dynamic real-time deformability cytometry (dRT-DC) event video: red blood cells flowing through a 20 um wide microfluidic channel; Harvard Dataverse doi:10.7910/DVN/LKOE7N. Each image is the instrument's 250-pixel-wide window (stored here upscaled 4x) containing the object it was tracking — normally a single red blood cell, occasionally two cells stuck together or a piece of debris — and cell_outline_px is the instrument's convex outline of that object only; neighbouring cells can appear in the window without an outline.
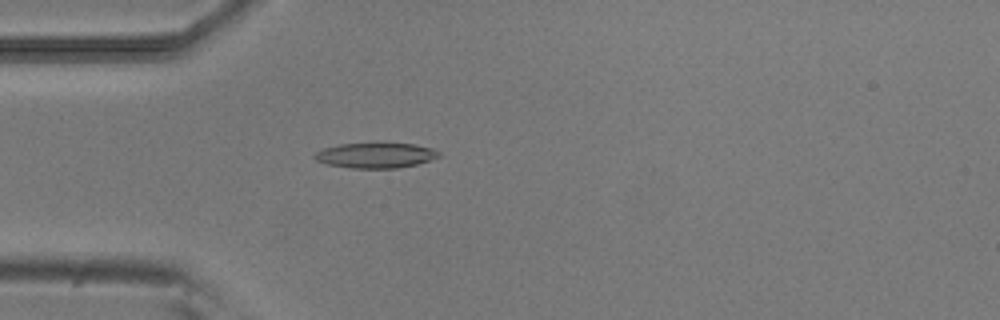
{"species": "common noctule bat (a hibernating species)", "species_latin": "Nyctalus noctula", "temperature_condition": "room temperature", "stored_images_in_passage": 41, "camera_frame_rate_fps": 3000, "um_per_image_px": 0.085, "animal": {"sex": "male", "body_mass_g": 20.5, "forearm_length_mm": 52.5}, "frame": {"image": 1, "passage_image": 6, "time_ms": 1.667, "image_size_px": [1000, 320], "cell_outline_px": [[440, 156], [416, 164], [396, 168], [352, 168], [328, 164], [316, 160], [312, 156], [316, 152], [324, 148], [340, 144], [416, 144], [432, 148], [440, 152]], "centroid_in_image_um": [31.92, 13.21], "position_along_channel_um": 53.1, "area_um2": 17.92}}
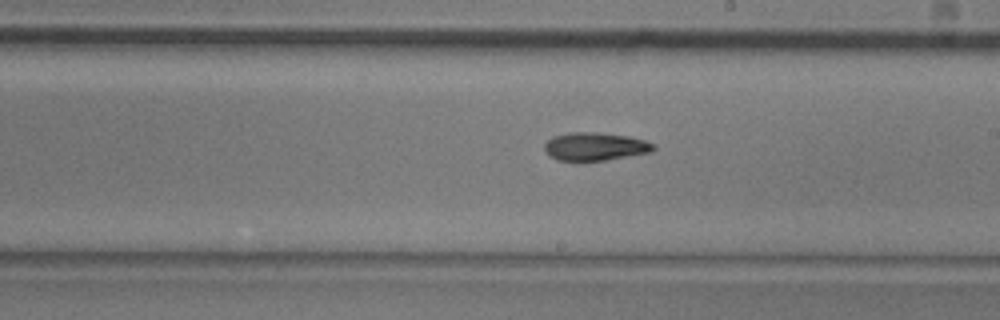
{"frame": {"image": 2, "passage_image": 21, "time_ms": 6.667, "image_size_px": [1000, 320], "cell_outline_px": [[656, 148], [652, 152], [604, 160], [556, 160], [548, 156], [544, 148], [544, 144], [552, 136], [568, 132], [596, 132], [628, 136], [644, 140], [656, 144]], "centroid_in_image_um": [50.57, 12.44], "position_along_channel_um": 238.4, "area_um2": 17.92}}
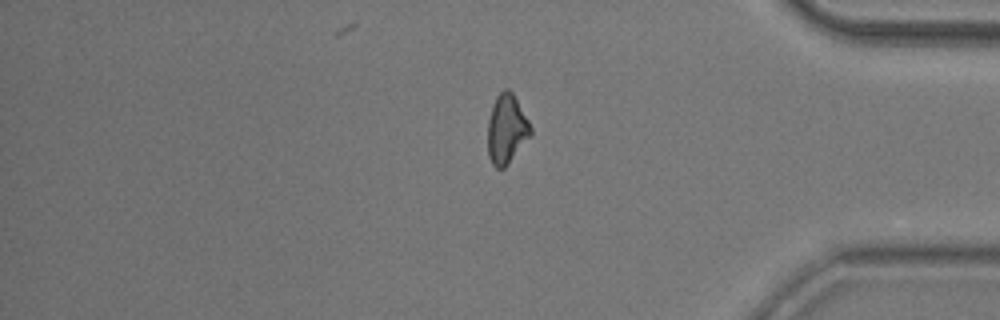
{"frame": {"image": 3, "passage_image": 35, "time_ms": 11.333, "image_size_px": [1000, 320], "cell_outline_px": [[532, 132], [508, 164], [504, 168], [496, 168], [492, 164], [488, 156], [488, 120], [492, 104], [496, 96], [504, 88], [508, 88], [512, 92], [528, 120], [532, 128]], "centroid_in_image_um": [43.03, 10.96], "position_along_channel_um": 392.2, "area_um2": 17.17}, "authors_computed_cell_mechanics": {"area_um2": 17.5712, "velocity_mm_per_s": 3.8284, "shape_relaxation_time_tau1_ms": 9.3112, "shape_relaxation_time_tau2_ms": null, "deformation_change_tau1": 0.2045, "deformation_change_tau2": null}}